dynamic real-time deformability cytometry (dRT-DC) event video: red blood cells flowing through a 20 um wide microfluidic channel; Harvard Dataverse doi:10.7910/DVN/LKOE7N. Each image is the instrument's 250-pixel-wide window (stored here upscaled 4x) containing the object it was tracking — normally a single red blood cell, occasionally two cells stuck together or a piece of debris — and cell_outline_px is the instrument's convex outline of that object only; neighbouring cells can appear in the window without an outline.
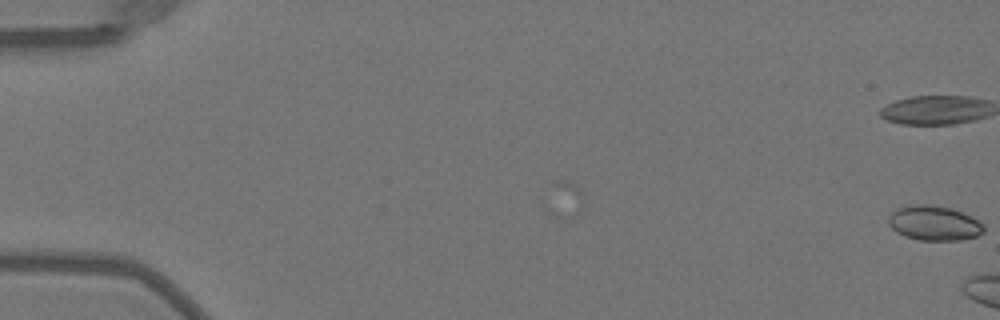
{"species": "Egyptian fruit bat (a non-hibernating species)", "species_latin": "Rousettus aegyptiacus", "temperature_condition": "warm", "stored_images_in_passage": 7, "camera_frame_rate_fps": 3000, "um_per_image_px": 0.085, "animal": {"sex": "female"}, "frame": {"image": 1, "passage_image": 1, "time_ms": 0.0, "image_size_px": [1000, 320], "cell_outline_px": [[984, 232], [976, 236], [960, 240], [920, 240], [896, 232], [888, 224], [888, 216], [896, 208], [916, 204], [928, 204], [952, 208], [972, 216], [984, 224]], "centroid_in_image_um": [79.41, 18.95], "position_along_channel_um": 5.6, "area_um2": 19.36}}